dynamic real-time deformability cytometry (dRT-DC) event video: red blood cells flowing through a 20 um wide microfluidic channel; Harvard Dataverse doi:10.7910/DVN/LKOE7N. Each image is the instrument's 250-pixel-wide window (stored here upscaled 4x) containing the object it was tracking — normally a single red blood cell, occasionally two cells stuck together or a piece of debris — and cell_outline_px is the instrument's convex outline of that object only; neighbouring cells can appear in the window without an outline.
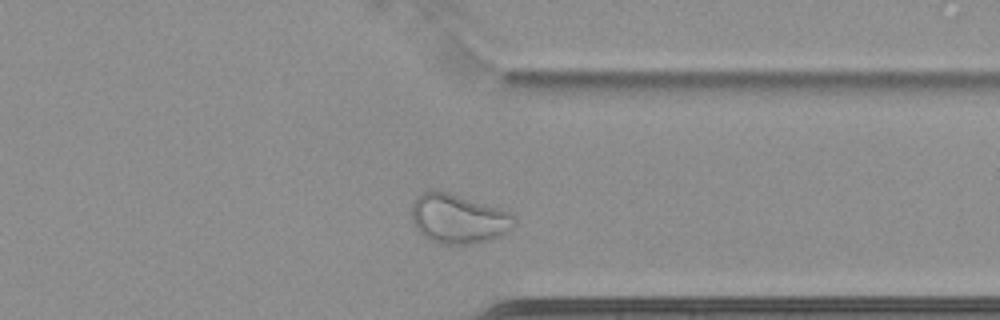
{"species": "common noctule bat (a hibernating species)", "species_latin": "Nyctalus noctula", "temperature_condition": "cold", "stored_images_in_passage": 43, "camera_frame_rate_fps": 3000, "um_per_image_px": 0.085, "animal": {"sex": "female", "body_mass_g": 22.7, "forearm_length_mm": 54.2}, "frame": {"image": 1, "passage_image": 37, "time_ms": 12.0, "image_size_px": [1000, 320], "cell_outline_px": [[516, 224], [504, 236], [492, 240], [472, 244], [440, 244], [428, 240], [412, 224], [412, 204], [416, 196], [428, 188], [436, 188], [500, 208], [512, 212], [516, 216]], "centroid_in_image_um": [38.98, 18.58], "position_along_channel_um": 372.4, "area_um2": 30.52}, "authors_computed_cell_mechanics": {"area_um2": 26.4724, "velocity_mm_per_s": 3.4176, "shape_relaxation_time_tau1_ms": null, "shape_relaxation_time_tau2_ms": 1.3879, "deformation_change_tau1": null, "deformation_change_tau2": 0.0521}}